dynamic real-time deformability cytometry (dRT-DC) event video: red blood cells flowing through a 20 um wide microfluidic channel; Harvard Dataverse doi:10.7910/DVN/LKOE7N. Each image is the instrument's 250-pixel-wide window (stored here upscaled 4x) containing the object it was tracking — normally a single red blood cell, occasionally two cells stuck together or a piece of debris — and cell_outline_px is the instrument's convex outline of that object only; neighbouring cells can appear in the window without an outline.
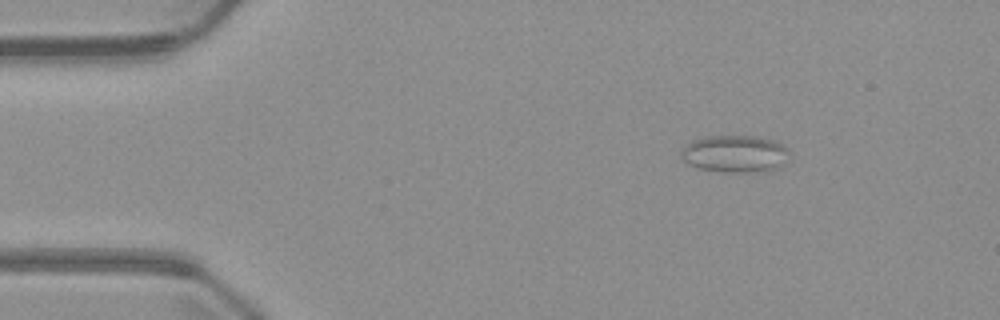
{"species": "common noctule bat (a hibernating species)", "species_latin": "Nyctalus noctula", "temperature_condition": "warm", "stored_images_in_passage": 3, "camera_frame_rate_fps": 3000, "um_per_image_px": 0.085, "animal": {"sex": "male", "body_mass_g": 23.1, "forearm_length_mm": 52.7}, "frame": {"image": 1, "passage_image": 1, "time_ms": 0.0, "image_size_px": [1000, 320], "cell_outline_px": [[792, 152], [788, 160], [784, 164], [768, 172], [720, 172], [700, 168], [688, 164], [680, 156], [680, 148], [692, 140], [708, 136], [760, 136], [776, 140]], "centroid_in_image_um": [62.51, 13.07], "position_along_channel_um": 22.5, "area_um2": 24.1}}